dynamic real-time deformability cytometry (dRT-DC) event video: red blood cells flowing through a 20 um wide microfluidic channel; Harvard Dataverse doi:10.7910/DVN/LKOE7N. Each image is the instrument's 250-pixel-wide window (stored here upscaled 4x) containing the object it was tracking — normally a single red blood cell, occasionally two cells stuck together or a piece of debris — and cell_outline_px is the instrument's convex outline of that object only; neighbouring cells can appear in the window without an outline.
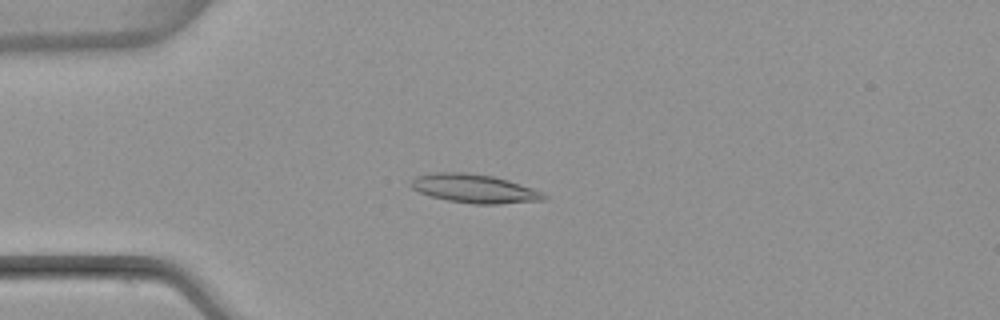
{"species": "common noctule bat (a hibernating species)", "species_latin": "Nyctalus noctula", "temperature_condition": "warm", "stored_images_in_passage": 6, "camera_frame_rate_fps": 3000, "um_per_image_px": 0.085, "animal": {"sex": "female", "body_mass_g": 22.7, "forearm_length_mm": 54.2}, "frame": {"image": 1, "passage_image": 4, "time_ms": 4.333, "image_size_px": [1000, 320], "cell_outline_px": [[548, 196], [544, 200], [500, 204], [476, 204], [448, 200], [428, 196], [412, 188], [408, 184], [416, 176], [432, 172], [468, 172], [492, 176], [508, 180], [544, 192]], "centroid_in_image_um": [40.31, 16.02], "position_along_channel_um": 44.7, "area_um2": 22.37}}
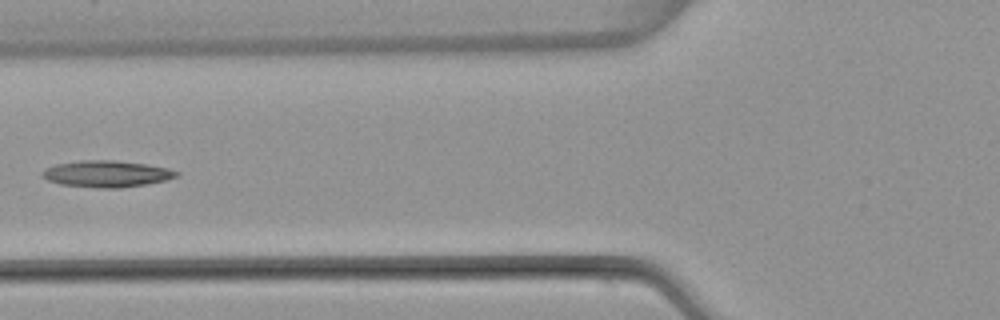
{"frame": {"image": 2, "passage_image": 6, "time_ms": 6.667, "image_size_px": [1000, 320], "cell_outline_px": [[180, 176], [148, 184], [120, 188], [96, 188], [60, 184], [48, 180], [40, 176], [40, 172], [44, 168], [56, 164], [80, 160], [116, 160], [144, 164], [168, 168], [180, 172]], "centroid_in_image_um": [9.04, 14.78], "position_along_channel_um": 116.8, "area_um2": 20.98}}